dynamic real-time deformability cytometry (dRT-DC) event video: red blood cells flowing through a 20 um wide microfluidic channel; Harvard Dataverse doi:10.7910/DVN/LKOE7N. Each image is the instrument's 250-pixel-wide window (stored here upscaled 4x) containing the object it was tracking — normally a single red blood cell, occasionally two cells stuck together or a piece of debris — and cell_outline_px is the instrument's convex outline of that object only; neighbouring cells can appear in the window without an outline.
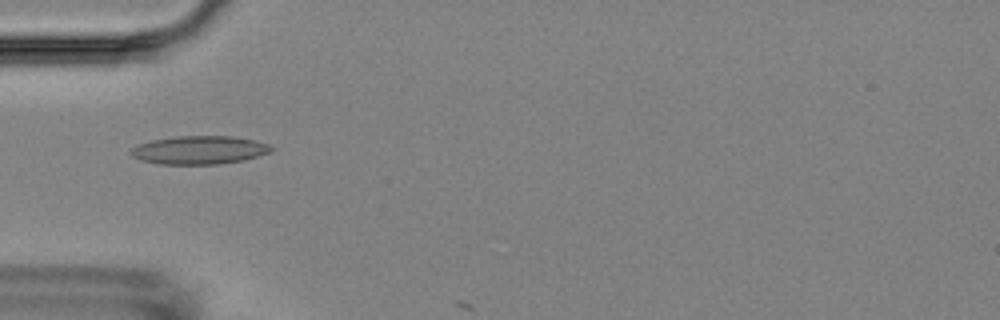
{"species": "Egyptian fruit bat (a non-hibernating species)", "species_latin": "Rousettus aegyptiacus", "temperature_condition": "room temperature", "stored_images_in_passage": 2, "camera_frame_rate_fps": 3000, "um_per_image_px": 0.085, "animal": {"sex": "female"}, "frame": {"image": 1, "passage_image": 1, "time_ms": 0.0, "image_size_px": [1000, 320], "cell_outline_px": [[276, 148], [268, 152], [244, 160], [220, 164], [160, 164], [140, 160], [132, 156], [128, 152], [136, 144], [152, 140], [176, 136], [232, 136], [256, 140], [268, 144]], "centroid_in_image_um": [16.91, 12.75], "position_along_channel_um": 68.1, "area_um2": 23.29}}